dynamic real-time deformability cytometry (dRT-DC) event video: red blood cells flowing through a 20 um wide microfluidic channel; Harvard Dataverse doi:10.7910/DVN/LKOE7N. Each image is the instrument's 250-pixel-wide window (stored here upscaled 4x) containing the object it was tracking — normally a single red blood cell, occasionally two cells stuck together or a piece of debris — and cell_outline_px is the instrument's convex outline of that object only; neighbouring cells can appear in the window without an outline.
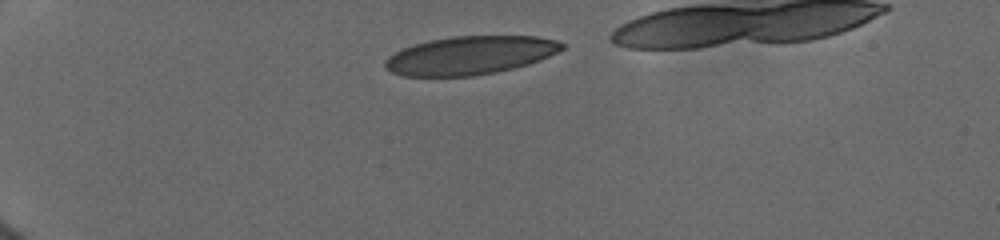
{"species": "human", "species_latin": "Homo sapiens", "temperature_condition": "cold", "stored_images_in_passage": 7, "segment_of_instrument_passage": [1, 2], "camera_frame_rate_fps": 3000, "um_per_image_px": 0.085, "donor": {"sex": "female"}, "frame": {"image": 1, "passage_image": 1, "time_ms": 0.0, "image_size_px": [1000, 240], "cell_outline_px": [[564, 48], [548, 56], [528, 64], [496, 72], [472, 76], [404, 76], [392, 72], [384, 68], [384, 60], [388, 56], [412, 44], [452, 36], [536, 36], [556, 40], [564, 44]], "centroid_in_image_um": [39.92, 4.7], "position_along_channel_um": 45.1, "area_um2": 39.36}}
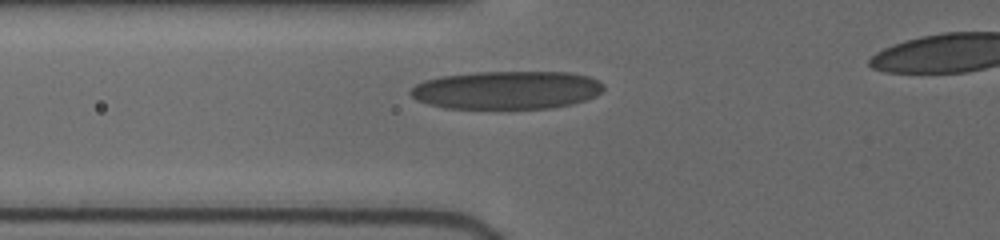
{"frame": {"image": 2, "passage_image": 5, "time_ms": 2.333, "image_size_px": [1000, 240], "cell_outline_px": [[604, 88], [596, 96], [572, 104], [552, 108], [444, 108], [428, 104], [416, 100], [408, 92], [416, 84], [424, 80], [440, 76], [476, 72], [572, 72], [588, 76], [600, 80], [604, 84]], "centroid_in_image_um": [43.08, 7.65], "position_along_channel_um": 82.7, "area_um2": 43.18}}